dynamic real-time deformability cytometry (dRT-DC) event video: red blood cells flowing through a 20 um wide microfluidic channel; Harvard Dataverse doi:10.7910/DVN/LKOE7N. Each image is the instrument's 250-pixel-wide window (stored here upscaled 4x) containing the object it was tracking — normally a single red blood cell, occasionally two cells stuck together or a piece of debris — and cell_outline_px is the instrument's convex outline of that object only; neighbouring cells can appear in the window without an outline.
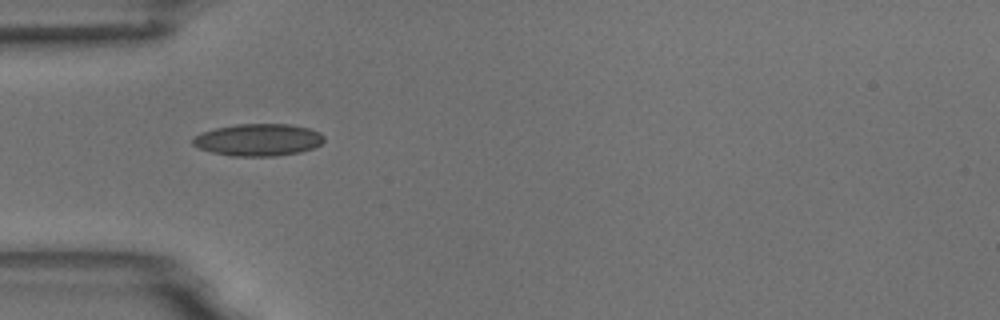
{"species": "common noctule bat (a hibernating species)", "species_latin": "Nyctalus noctula", "temperature_condition": "room temperature", "stored_images_in_passage": 7, "camera_frame_rate_fps": 3000, "um_per_image_px": 0.085, "animal": {"sex": "male", "body_mass_g": 18.8}, "frame": {"image": 1, "passage_image": 6, "time_ms": 6.667, "image_size_px": [1000, 320], "cell_outline_px": [[324, 140], [320, 144], [312, 148], [300, 152], [276, 156], [232, 156], [212, 152], [200, 148], [192, 144], [192, 136], [200, 132], [216, 128], [236, 124], [288, 124], [308, 128], [320, 132], [324, 136]], "centroid_in_image_um": [21.93, 11.88], "position_along_channel_um": 63.1, "area_um2": 24.62}}